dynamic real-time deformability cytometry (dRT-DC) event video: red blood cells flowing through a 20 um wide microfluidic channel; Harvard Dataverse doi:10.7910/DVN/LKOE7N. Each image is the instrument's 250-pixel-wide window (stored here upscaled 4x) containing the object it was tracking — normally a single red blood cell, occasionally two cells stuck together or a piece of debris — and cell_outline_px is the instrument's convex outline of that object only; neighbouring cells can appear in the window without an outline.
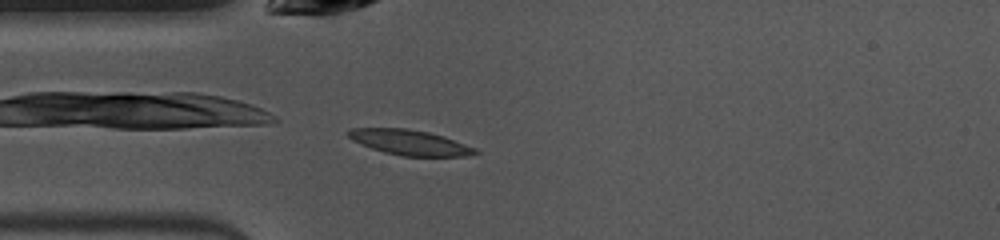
{"species": "common noctule bat (a hibernating species)", "species_latin": "Nyctalus noctula", "temperature_condition": "warm", "stored_images_in_passage": 35, "camera_frame_rate_fps": 3000, "um_per_image_px": 0.085, "animal": {"sex": "female", "body_mass_g": 10.0, "forearm_length_mm": 53.1}, "frame": {"image": 1, "passage_image": 1, "time_ms": 0.0, "image_size_px": [1000, 240], "cell_outline_px": [[480, 152], [468, 156], [400, 156], [384, 152], [360, 144], [352, 140], [344, 132], [352, 128], [408, 128], [428, 132], [444, 136], [476, 148]], "centroid_in_image_um": [34.82, 12.1], "position_along_channel_um": 50.2, "area_um2": 18.79}}
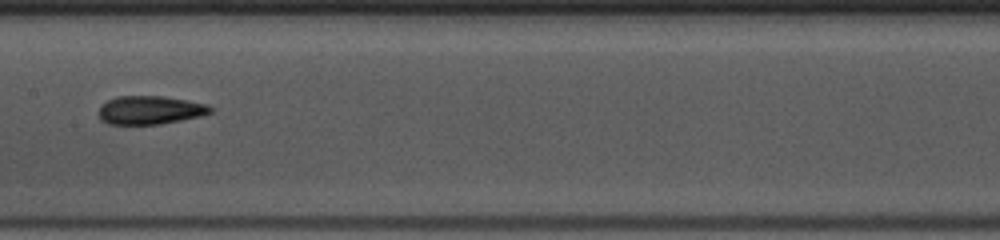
{"frame": {"image": 2, "passage_image": 12, "time_ms": 3.667, "image_size_px": [1000, 240], "cell_outline_px": [[212, 112], [200, 116], [160, 124], [108, 124], [100, 120], [100, 104], [116, 96], [164, 96], [188, 100], [208, 104], [212, 108]], "centroid_in_image_um": [12.75, 9.35], "position_along_channel_um": 194.6, "area_um2": 18.55}}
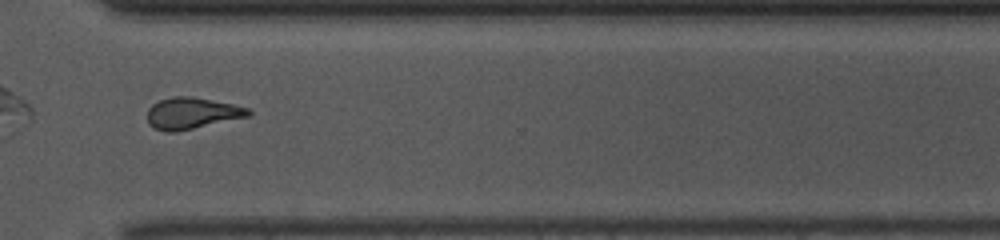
{"frame": {"image": 3, "passage_image": 24, "time_ms": 7.667, "image_size_px": [1000, 240], "cell_outline_px": [[252, 112], [248, 116], [176, 132], [168, 132], [152, 128], [148, 124], [148, 108], [152, 104], [160, 100], [172, 96], [192, 96], [232, 104], [248, 108]], "centroid_in_image_um": [16.26, 9.62], "position_along_channel_um": 354.3, "area_um2": 18.44}, "authors_computed_cell_mechanics": {"area_um2": 18.4382, "velocity_mm_per_s": 3.9996, "shape_relaxation_time_tau1_ms": 3.453, "shape_relaxation_time_tau2_ms": 2.4691, "deformation_change_tau1": 0.1349, "deformation_change_tau2": 0.1088}}